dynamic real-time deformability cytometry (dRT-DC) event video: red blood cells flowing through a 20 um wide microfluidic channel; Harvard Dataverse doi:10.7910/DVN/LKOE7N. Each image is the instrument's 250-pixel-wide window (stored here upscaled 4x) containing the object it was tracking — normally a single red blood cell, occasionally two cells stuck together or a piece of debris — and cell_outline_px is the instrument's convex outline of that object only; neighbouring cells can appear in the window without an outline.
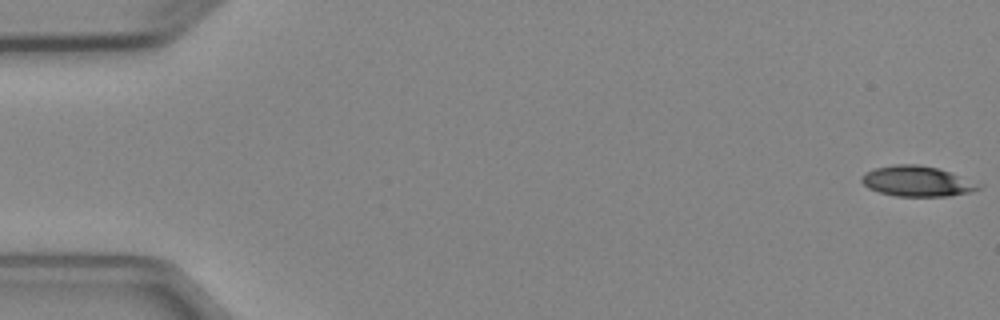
{"species": "Egyptian fruit bat (a non-hibernating species)", "species_latin": "Rousettus aegyptiacus", "temperature_condition": "cold", "stored_images_in_passage": 6, "camera_frame_rate_fps": 3000, "um_per_image_px": 0.085, "animal": {"sex": "female"}, "frame": {"image": 1, "passage_image": 1, "time_ms": 0.0, "image_size_px": [1000, 320], "cell_outline_px": [[984, 184], [980, 188], [968, 192], [948, 196], [896, 196], [880, 192], [868, 188], [860, 180], [864, 172], [876, 168], [892, 164], [920, 164], [936, 168]], "centroid_in_image_um": [77.93, 15.4], "position_along_channel_um": 7.1, "area_um2": 20.63}}
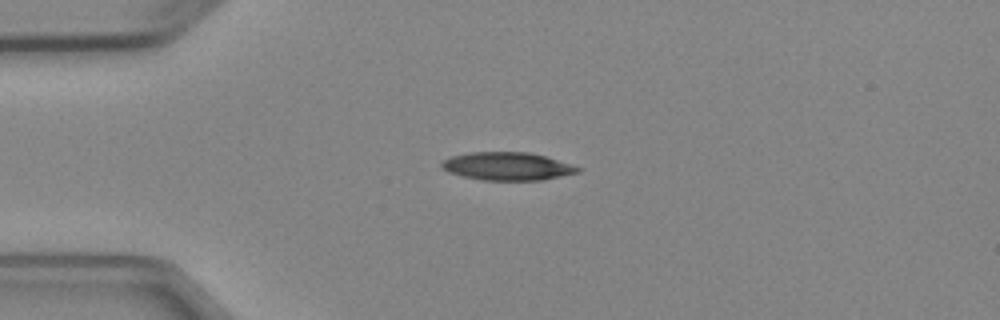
{"frame": {"image": 2, "passage_image": 4, "time_ms": 4.0, "image_size_px": [1000, 320], "cell_outline_px": [[584, 168], [580, 172], [544, 180], [484, 180], [464, 176], [448, 172], [440, 168], [440, 164], [444, 160], [452, 156], [468, 152], [528, 152], [544, 156]], "centroid_in_image_um": [43.14, 14.13], "position_along_channel_um": 41.9, "area_um2": 22.25}}